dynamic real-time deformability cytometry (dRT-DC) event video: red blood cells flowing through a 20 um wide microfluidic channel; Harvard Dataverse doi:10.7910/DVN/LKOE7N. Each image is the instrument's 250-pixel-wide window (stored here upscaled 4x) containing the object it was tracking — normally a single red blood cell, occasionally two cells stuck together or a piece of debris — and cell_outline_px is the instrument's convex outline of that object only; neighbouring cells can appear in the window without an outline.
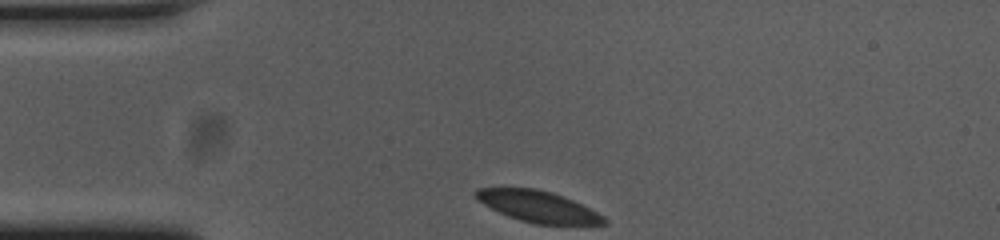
{"species": "common noctule bat (a hibernating species)", "species_latin": "Nyctalus noctula", "temperature_condition": "cold", "stored_images_in_passage": 35, "camera_frame_rate_fps": 3000, "um_per_image_px": 0.085, "animal": {"sex": "female", "body_mass_g": 23.0, "forearm_length_mm": 53.4}, "frame": {"image": 1, "passage_image": 1, "time_ms": 0.0, "image_size_px": [1000, 240], "cell_outline_px": [[608, 224], [532, 224], [508, 216], [484, 204], [476, 196], [476, 192], [480, 188], [536, 188], [552, 192], [572, 200], [604, 216], [608, 220]], "centroid_in_image_um": [45.77, 17.56], "position_along_channel_um": 39.2, "area_um2": 22.89}}
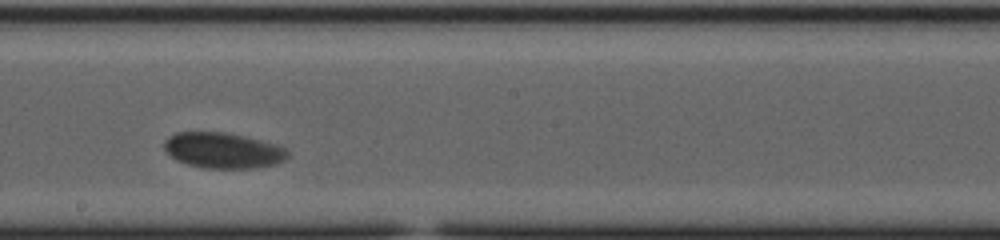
{"frame": {"image": 2, "passage_image": 20, "time_ms": 6.333, "image_size_px": [1000, 240], "cell_outline_px": [[288, 156], [284, 160], [276, 164], [256, 168], [204, 168], [188, 164], [176, 160], [164, 148], [164, 140], [168, 136], [176, 132], [224, 132], [244, 136], [276, 144], [284, 148], [288, 152]], "centroid_in_image_um": [18.95, 12.78], "position_along_channel_um": 229.3, "area_um2": 25.61}}
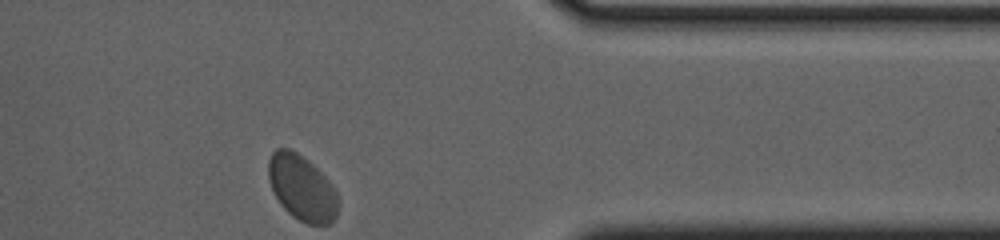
{"frame": {"image": 3, "passage_image": 35, "time_ms": 11.333, "image_size_px": [1000, 240], "cell_outline_px": [[336, 216], [332, 224], [308, 224], [292, 216], [280, 204], [268, 180], [268, 160], [272, 152], [276, 148], [288, 148], [296, 152], [312, 164], [328, 180], [336, 192]], "centroid_in_image_um": [25.62, 15.96], "position_along_channel_um": 385.8, "area_um2": 26.24}, "authors_computed_cell_mechanics": {"area_um2": 25.143, "velocity_mm_per_s": 3.4777, "shape_relaxation_time_tau1_ms": 1.6295, "shape_relaxation_time_tau2_ms": null, "deformation_change_tau1": 0.0532, "deformation_change_tau2": null}}